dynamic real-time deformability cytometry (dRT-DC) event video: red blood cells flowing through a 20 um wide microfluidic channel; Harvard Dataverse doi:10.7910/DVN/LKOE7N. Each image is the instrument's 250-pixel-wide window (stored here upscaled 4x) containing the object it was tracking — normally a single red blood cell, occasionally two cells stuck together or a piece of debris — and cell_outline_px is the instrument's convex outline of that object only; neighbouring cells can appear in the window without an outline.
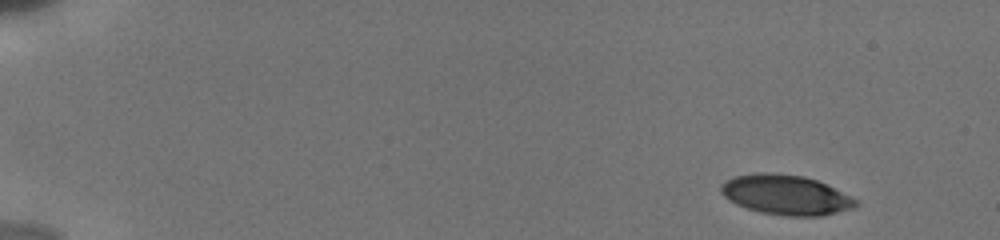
{"species": "human", "species_latin": "Homo sapiens", "temperature_condition": "cold", "stored_images_in_passage": 73, "camera_frame_rate_fps": 3000, "um_per_image_px": 0.085, "donor": {"sex": "male"}, "frame": {"image": 1, "passage_image": 1, "time_ms": 0.0, "image_size_px": [1000, 240], "cell_outline_px": [[860, 204], [856, 208], [824, 216], [788, 216], [760, 212], [736, 204], [728, 200], [720, 192], [720, 184], [724, 180], [732, 176], [756, 172], [772, 172], [804, 176], [816, 180], [852, 196], [860, 200]], "centroid_in_image_um": [66.81, 16.56], "position_along_channel_um": 18.2, "area_um2": 31.91}}
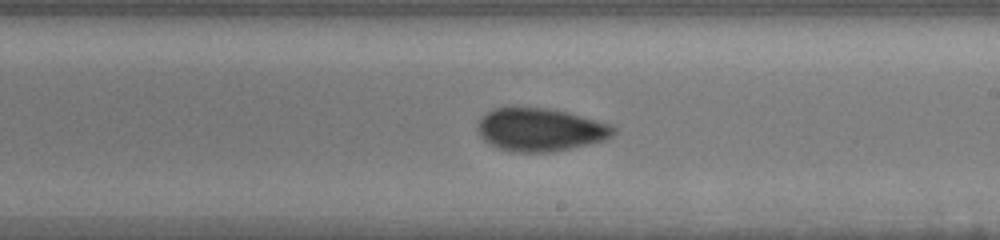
{"frame": {"image": 2, "passage_image": 40, "time_ms": 9.667, "image_size_px": [1000, 240], "cell_outline_px": [[616, 132], [612, 136], [604, 140], [588, 144], [552, 152], [512, 152], [496, 148], [488, 144], [480, 136], [476, 128], [476, 124], [480, 116], [484, 112], [492, 108], [508, 104], [516, 104], [548, 108], [568, 112], [612, 124], [616, 128]], "centroid_in_image_um": [45.83, 10.97], "position_along_channel_um": 243.2, "area_um2": 35.43}}
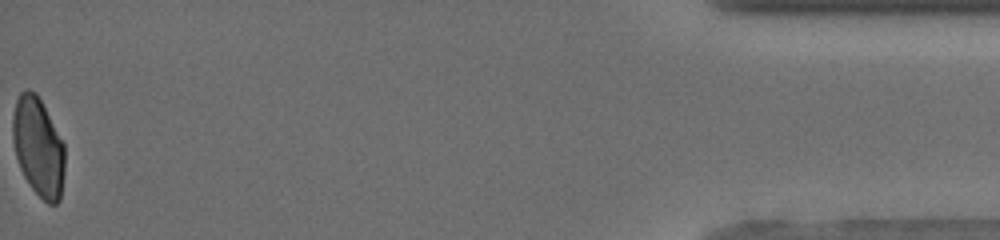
{"frame": {"image": 3, "passage_image": 72, "time_ms": 16.667, "image_size_px": [1000, 240], "cell_outline_px": [[64, 172], [60, 200], [56, 204], [48, 204], [32, 188], [24, 176], [20, 168], [16, 156], [12, 140], [12, 116], [16, 100], [20, 92], [24, 88], [28, 88], [36, 92], [64, 144]], "centroid_in_image_um": [3.23, 12.47], "position_along_channel_um": 432.0, "area_um2": 30.0}, "authors_computed_cell_mechanics": {"area_um2": 33.4662, "velocity_mm_per_s": 3.8402, "shape_relaxation_time_tau1_ms": 4.0842, "shape_relaxation_time_tau2_ms": 1.9064, "deformation_change_tau1": 0.1286, "deformation_change_tau2": 0.0685}}